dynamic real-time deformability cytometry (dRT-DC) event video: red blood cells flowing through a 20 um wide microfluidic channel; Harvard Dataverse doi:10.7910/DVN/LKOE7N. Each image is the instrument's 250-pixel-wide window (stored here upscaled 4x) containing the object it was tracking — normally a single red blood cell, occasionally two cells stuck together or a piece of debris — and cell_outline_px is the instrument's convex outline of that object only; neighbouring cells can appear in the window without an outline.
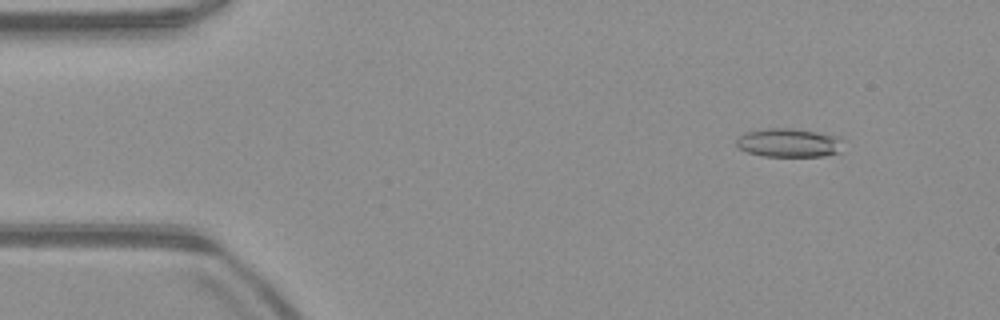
{"species": "common noctule bat (a hibernating species)", "species_latin": "Nyctalus noctula", "temperature_condition": "warm", "stored_images_in_passage": 52, "camera_frame_rate_fps": 3000, "um_per_image_px": 0.085, "animal": {"sex": "male", "body_mass_g": 23.1, "forearm_length_mm": 52.7}, "frame": {"image": 1, "passage_image": 6, "time_ms": 1.667, "image_size_px": [1000, 320], "cell_outline_px": [[844, 140], [840, 152], [820, 156], [764, 156], [748, 152], [740, 148], [736, 144], [736, 140], [744, 132], [760, 128], [792, 128], [840, 136]], "centroid_in_image_um": [67.07, 12.12], "position_along_channel_um": 17.9, "area_um2": 18.03}}
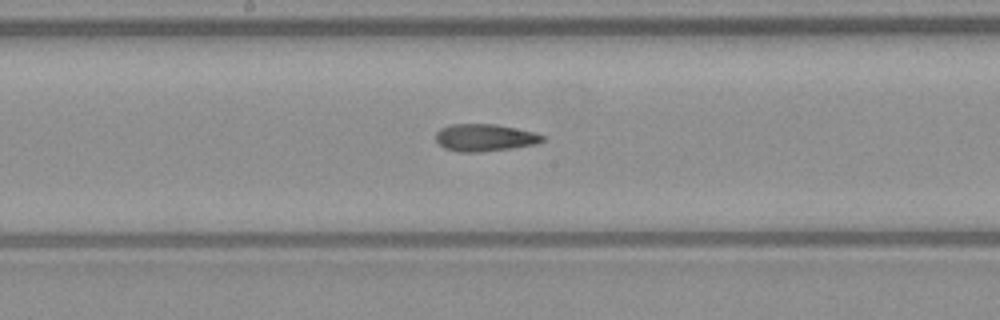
{"frame": {"image": 2, "passage_image": 27, "time_ms": 8.667, "image_size_px": [1000, 320], "cell_outline_px": [[544, 140], [536, 144], [512, 148], [484, 152], [460, 152], [444, 148], [436, 140], [436, 132], [440, 128], [448, 124], [496, 124], [536, 132], [544, 136]], "centroid_in_image_um": [41.2, 11.69], "position_along_channel_um": 207.0, "area_um2": 17.11}}
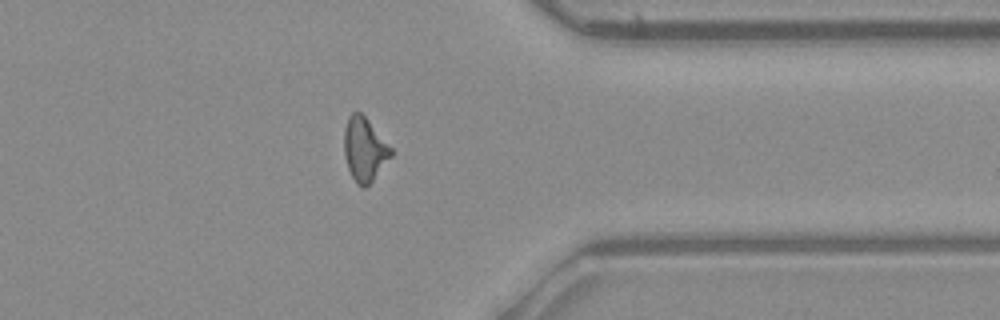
{"frame": {"image": 3, "passage_image": 41, "time_ms": 13.333, "image_size_px": [1000, 320], "cell_outline_px": [[392, 156], [372, 180], [364, 188], [356, 184], [348, 168], [344, 156], [344, 128], [348, 116], [352, 112], [360, 112], [368, 120], [392, 148]], "centroid_in_image_um": [30.96, 12.69], "position_along_channel_um": 380.4, "area_um2": 17.28}, "authors_computed_cell_mechanics": {"area_um2": 17.1088, "velocity_mm_per_s": 3.9741, "shape_relaxation_time_tau1_ms": null, "shape_relaxation_time_tau2_ms": 5.064, "deformation_change_tau1": null, "deformation_change_tau2": 0.1714}}